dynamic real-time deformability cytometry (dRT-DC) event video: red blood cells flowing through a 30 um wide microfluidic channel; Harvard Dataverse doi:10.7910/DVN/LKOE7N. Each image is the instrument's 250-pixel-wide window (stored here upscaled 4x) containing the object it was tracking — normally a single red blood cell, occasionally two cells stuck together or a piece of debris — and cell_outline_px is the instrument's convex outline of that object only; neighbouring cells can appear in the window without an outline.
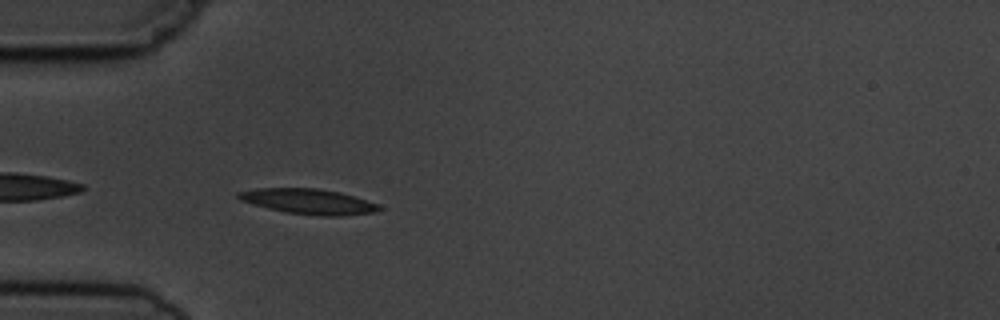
{"species": "common noctule bat (a hibernating species)", "species_latin": "Nyctalus noctula", "temperature_condition": "cold", "stored_images_in_passage": 5, "camera_frame_rate_fps": 3000, "um_per_image_px": 0.085, "animal": {"sex": "male", "body_mass_g": 19.5, "forearm_length_mm": 54.6}, "frame": {"image": 1, "passage_image": 5, "time_ms": 4.667, "image_size_px": [1000, 320], "cell_outline_px": [[384, 208], [376, 212], [340, 216], [320, 216], [284, 212], [268, 208], [240, 200], [236, 196], [236, 192], [256, 188], [316, 188], [340, 192], [376, 204]], "centroid_in_image_um": [26.19, 17.13], "position_along_channel_um": 58.8, "area_um2": 20.63}}